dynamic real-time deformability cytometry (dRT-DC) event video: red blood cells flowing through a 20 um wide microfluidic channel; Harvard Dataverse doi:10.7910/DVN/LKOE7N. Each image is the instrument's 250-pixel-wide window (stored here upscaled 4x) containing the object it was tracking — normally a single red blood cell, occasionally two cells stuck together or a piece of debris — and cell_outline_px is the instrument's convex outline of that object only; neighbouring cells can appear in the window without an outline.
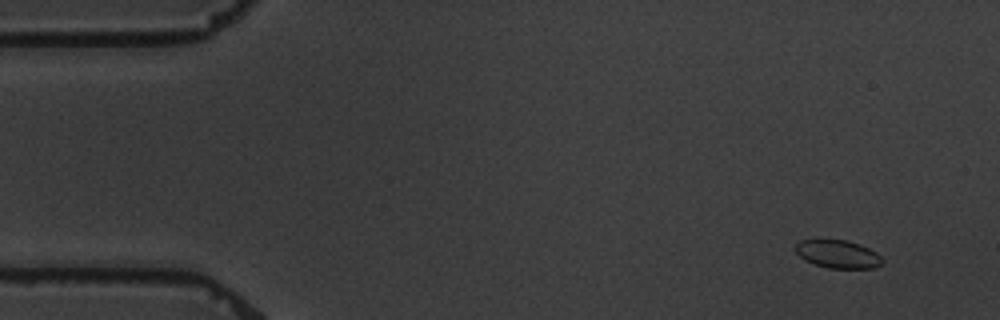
{"species": "common noctule bat (a hibernating species)", "species_latin": "Nyctalus noctula", "temperature_condition": "warm", "stored_images_in_passage": 4, "camera_frame_rate_fps": 3000, "um_per_image_px": 0.085, "animal": {"sex": "male", "body_mass_g": 19.5, "forearm_length_mm": 54.6}, "frame": {"image": 1, "passage_image": 1, "time_ms": 0.0, "image_size_px": [1000, 320], "cell_outline_px": [[884, 260], [880, 264], [872, 268], [828, 268], [804, 260], [796, 252], [796, 244], [800, 240], [816, 236], [848, 240], [860, 244], [876, 252]], "centroid_in_image_um": [71.16, 21.53], "position_along_channel_um": 13.8, "area_um2": 14.74}}
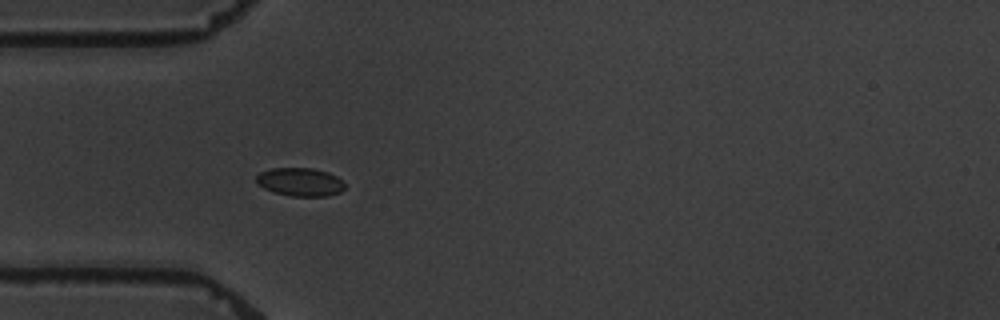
{"frame": {"image": 2, "passage_image": 4, "time_ms": 4.333, "image_size_px": [1000, 320], "cell_outline_px": [[344, 188], [340, 192], [328, 196], [292, 196], [272, 192], [264, 188], [256, 180], [256, 176], [260, 172], [272, 168], [312, 168], [328, 172], [336, 176], [344, 184]], "centroid_in_image_um": [25.51, 15.47], "position_along_channel_um": 59.5, "area_um2": 14.51}}